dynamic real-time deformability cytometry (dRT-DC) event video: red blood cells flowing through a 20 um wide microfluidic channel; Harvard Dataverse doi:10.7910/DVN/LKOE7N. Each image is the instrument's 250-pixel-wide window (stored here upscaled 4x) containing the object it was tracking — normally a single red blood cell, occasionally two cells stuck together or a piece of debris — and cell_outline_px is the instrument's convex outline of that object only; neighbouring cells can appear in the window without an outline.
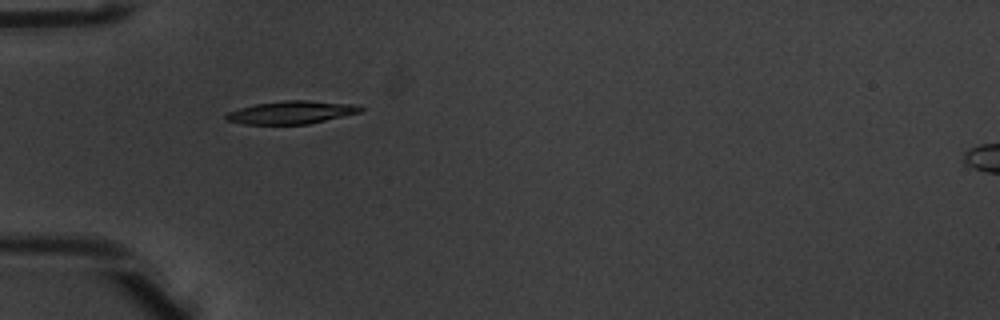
{"species": "common noctule bat (a hibernating species)", "species_latin": "Nyctalus noctula", "temperature_condition": "warm", "stored_images_in_passage": 2, "camera_frame_rate_fps": 3000, "um_per_image_px": 0.085, "animal": {"sex": "male", "body_mass_g": 20.1, "forearm_length_mm": 53.5}, "frame": {"image": 1, "passage_image": 1, "time_ms": 0.0, "image_size_px": [1000, 320], "cell_outline_px": [[364, 108], [360, 112], [308, 124], [244, 124], [224, 120], [224, 116], [228, 112], [240, 108], [256, 104], [284, 100], [308, 100], [352, 104]], "centroid_in_image_um": [24.72, 9.55], "position_along_channel_um": 60.3, "area_um2": 17.8}}